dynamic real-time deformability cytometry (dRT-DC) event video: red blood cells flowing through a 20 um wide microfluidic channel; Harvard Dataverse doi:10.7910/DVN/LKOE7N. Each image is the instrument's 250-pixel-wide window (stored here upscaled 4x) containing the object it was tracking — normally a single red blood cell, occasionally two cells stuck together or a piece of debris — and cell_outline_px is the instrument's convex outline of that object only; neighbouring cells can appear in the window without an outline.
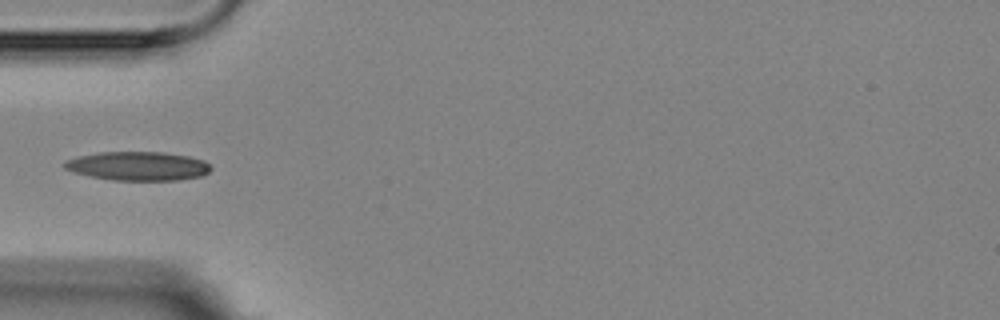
{"species": "Egyptian fruit bat (a non-hibernating species)", "species_latin": "Rousettus aegyptiacus", "temperature_condition": "room temperature", "stored_images_in_passage": 16, "camera_frame_rate_fps": 3000, "um_per_image_px": 0.085, "animal": {"sex": "female"}, "frame": {"image": 1, "passage_image": 5, "time_ms": 4.667, "image_size_px": [1000, 320], "cell_outline_px": [[212, 168], [208, 172], [200, 176], [176, 180], [112, 180], [72, 172], [64, 168], [64, 160], [80, 156], [100, 152], [164, 152], [188, 156], [204, 160]], "centroid_in_image_um": [11.72, 14.11], "position_along_channel_um": 73.3, "area_um2": 24.51}}
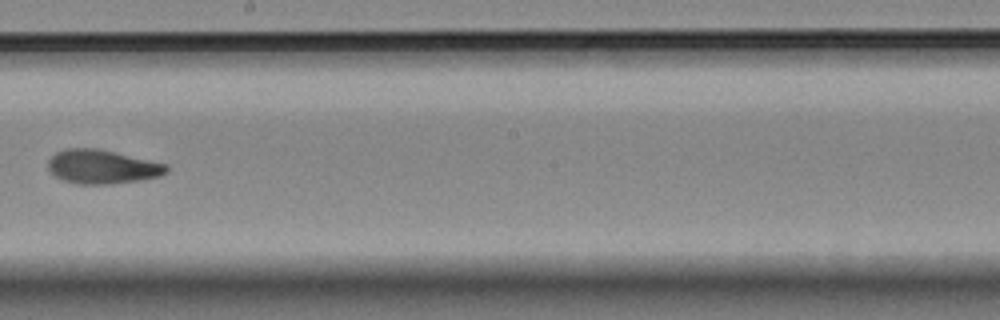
{"frame": {"image": 2, "passage_image": 9, "time_ms": 9.333, "image_size_px": [1000, 320], "cell_outline_px": [[168, 172], [160, 176], [140, 180], [112, 184], [80, 184], [64, 180], [56, 176], [48, 168], [48, 160], [56, 152], [64, 148], [96, 148], [164, 164], [168, 168]], "centroid_in_image_um": [8.65, 14.18], "position_along_channel_um": 239.5, "area_um2": 23.06}}
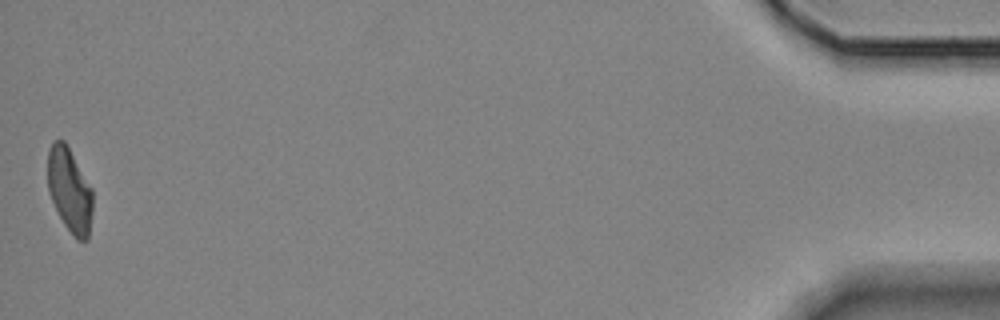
{"frame": {"image": 3, "passage_image": 16, "time_ms": 17.333, "image_size_px": [1000, 320], "cell_outline_px": [[92, 212], [88, 240], [76, 240], [64, 224], [48, 192], [48, 152], [52, 140], [64, 140], [92, 188]], "centroid_in_image_um": [5.92, 16.17], "position_along_channel_um": 429.3, "area_um2": 21.96}, "authors_computed_cell_mechanics": {"area_um2": 23.1778, "velocity_mm_per_s": 3.5537, "shape_relaxation_time_tau1_ms": 7.5399, "shape_relaxation_time_tau2_ms": 5.0814, "deformation_change_tau1": 0.2058, "deformation_change_tau2": 0.1247}}